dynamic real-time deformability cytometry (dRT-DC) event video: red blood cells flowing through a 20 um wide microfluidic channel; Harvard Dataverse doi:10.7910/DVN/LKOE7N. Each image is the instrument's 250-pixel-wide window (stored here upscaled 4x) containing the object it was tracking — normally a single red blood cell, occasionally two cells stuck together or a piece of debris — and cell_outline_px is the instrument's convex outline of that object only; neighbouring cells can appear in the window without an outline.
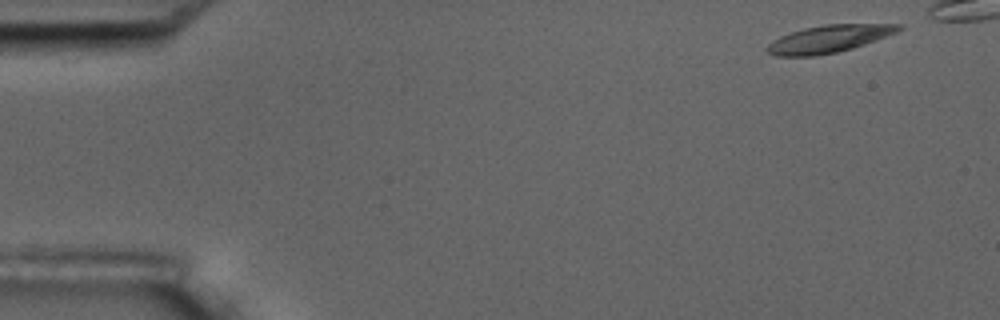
{"species": "common noctule bat (a hibernating species)", "species_latin": "Nyctalus noctula", "temperature_condition": "room temperature", "stored_images_in_passage": 4, "camera_frame_rate_fps": 3000, "um_per_image_px": 0.085, "animal": {"sex": "male", "body_mass_g": 17.5, "forearm_length_mm": 52.3}, "frame": {"image": 1, "passage_image": 1, "time_ms": 0.0, "image_size_px": [1000, 320], "cell_outline_px": [[904, 28], [896, 32], [864, 44], [852, 48], [836, 52], [816, 56], [776, 56], [768, 52], [764, 48], [772, 40], [780, 36], [804, 28], [824, 24], [904, 24]], "centroid_in_image_um": [70.42, 3.3], "position_along_channel_um": 14.6, "area_um2": 20.92}}